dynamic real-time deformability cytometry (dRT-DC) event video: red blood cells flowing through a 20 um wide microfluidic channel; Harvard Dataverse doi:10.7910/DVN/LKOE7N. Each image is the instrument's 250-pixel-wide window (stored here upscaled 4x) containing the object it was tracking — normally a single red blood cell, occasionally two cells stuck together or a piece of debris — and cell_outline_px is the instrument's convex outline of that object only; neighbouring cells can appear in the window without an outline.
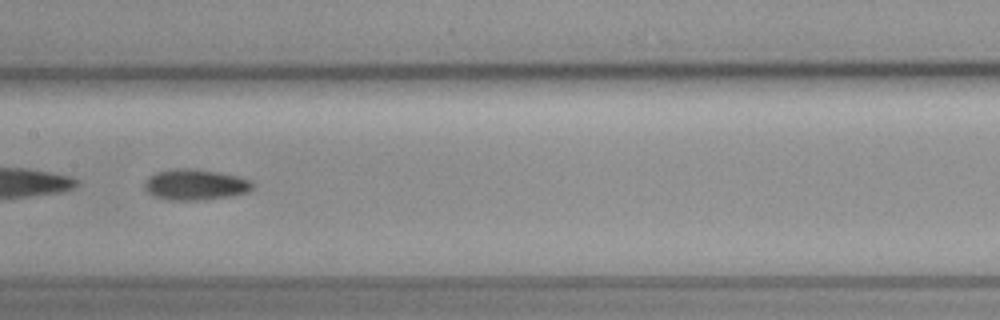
{"species": "common noctule bat (a hibernating species)", "species_latin": "Nyctalus noctula", "temperature_condition": "cold", "stored_images_in_passage": 43, "camera_frame_rate_fps": 3000, "um_per_image_px": 0.085, "animal": {"sex": "female", "body_mass_g": 19.3, "forearm_length_mm": 54.1}, "frame": {"image": 1, "passage_image": 19, "time_ms": 6.0, "image_size_px": [1000, 320], "cell_outline_px": [[252, 188], [248, 192], [232, 196], [204, 200], [168, 200], [152, 196], [144, 188], [144, 184], [148, 176], [156, 172], [172, 168], [192, 168], [216, 172], [236, 176], [248, 180], [252, 184]], "centroid_in_image_um": [16.54, 15.7], "position_along_channel_um": 190.9, "area_um2": 19.48}, "authors_computed_cell_mechanics": {"area_um2": 18.6116, "velocity_mm_per_s": 3.6889, "shape_relaxation_time_tau1_ms": null, "shape_relaxation_time_tau2_ms": 9.8693, "deformation_change_tau1": null, "deformation_change_tau2": 0.1545}}